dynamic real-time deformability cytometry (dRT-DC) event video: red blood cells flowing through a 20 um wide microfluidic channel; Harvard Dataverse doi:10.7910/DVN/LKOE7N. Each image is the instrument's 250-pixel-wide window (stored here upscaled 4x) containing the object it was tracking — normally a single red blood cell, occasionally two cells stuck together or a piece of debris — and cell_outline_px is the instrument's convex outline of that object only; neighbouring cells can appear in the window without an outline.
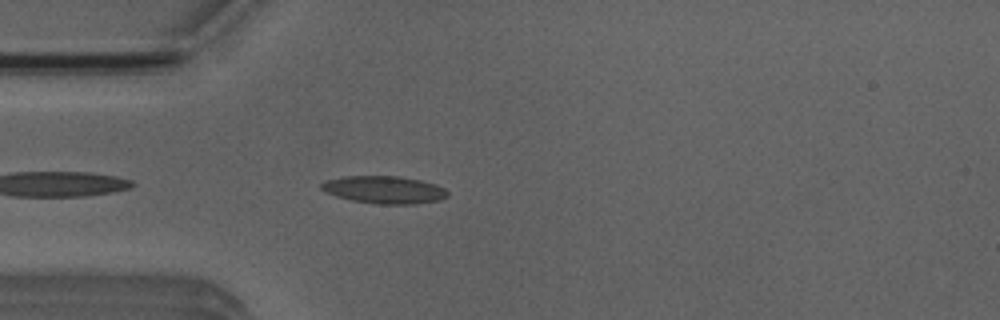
{"species": "Egyptian fruit bat (a non-hibernating species)", "species_latin": "Rousettus aegyptiacus", "temperature_condition": "room temperature", "stored_images_in_passage": 4, "camera_frame_rate_fps": 3000, "um_per_image_px": 0.085, "animal": {"sex": "male"}, "frame": {"image": 1, "passage_image": 4, "time_ms": 4.333, "image_size_px": [1000, 320], "cell_outline_px": [[448, 196], [440, 200], [416, 204], [376, 204], [352, 200], [336, 196], [320, 188], [320, 184], [328, 180], [344, 176], [396, 176], [420, 180], [436, 184], [444, 188], [448, 192]], "centroid_in_image_um": [32.69, 16.13], "position_along_channel_um": 52.3, "area_um2": 20.17}}